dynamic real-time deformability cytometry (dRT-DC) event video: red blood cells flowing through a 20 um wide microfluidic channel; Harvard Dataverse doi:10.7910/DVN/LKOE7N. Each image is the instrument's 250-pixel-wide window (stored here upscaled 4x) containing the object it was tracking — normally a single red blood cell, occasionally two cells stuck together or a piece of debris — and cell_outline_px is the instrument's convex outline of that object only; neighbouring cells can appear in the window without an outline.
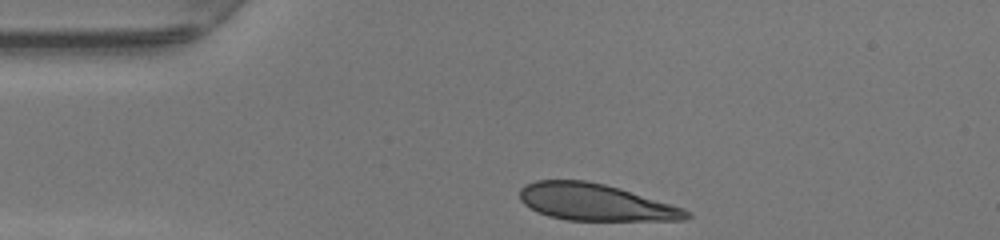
{"species": "human", "species_latin": "Homo sapiens", "temperature_condition": "warm", "stored_images_in_passage": 30, "camera_frame_rate_fps": 3000, "um_per_image_px": 0.085, "donor": {"sex": "female"}, "frame": {"image": 1, "passage_image": 1, "time_ms": 0.0, "image_size_px": [1000, 240], "cell_outline_px": [[692, 216], [684, 220], [568, 220], [548, 216], [524, 204], [520, 200], [520, 188], [524, 184], [536, 180], [584, 180], [604, 184], [620, 188], [684, 208], [692, 212]], "centroid_in_image_um": [50.62, 17.18], "position_along_channel_um": 34.4, "area_um2": 35.66}}
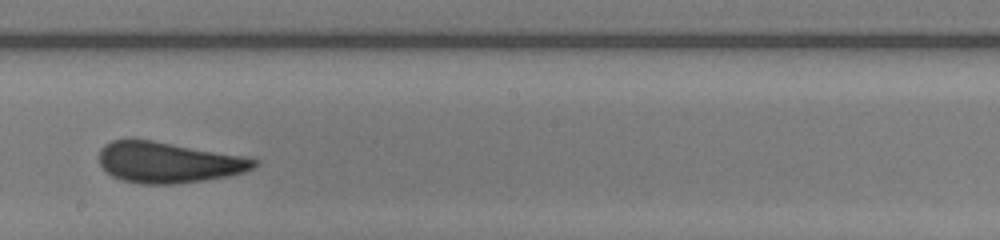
{"frame": {"image": 2, "passage_image": 18, "time_ms": 5.667, "image_size_px": [1000, 240], "cell_outline_px": [[260, 160], [252, 168], [244, 172], [228, 176], [204, 180], [176, 184], [144, 184], [124, 180], [112, 176], [100, 164], [100, 148], [104, 144], [112, 140], [132, 136], [248, 156]], "centroid_in_image_um": [14.31, 13.76], "position_along_channel_um": 233.9, "area_um2": 37.69}}
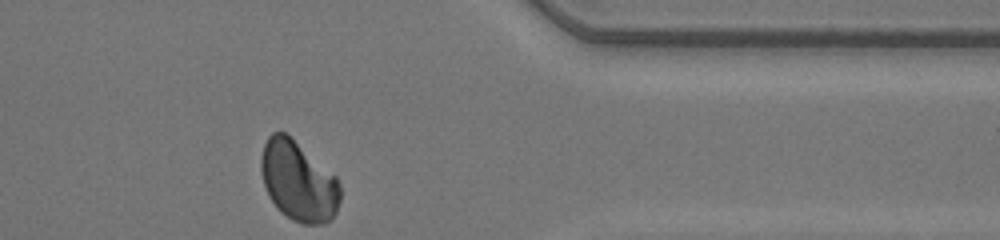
{"frame": {"image": 3, "passage_image": 30, "time_ms": 9.667, "image_size_px": [1000, 240], "cell_outline_px": [[340, 200], [336, 212], [332, 220], [324, 224], [300, 224], [292, 220], [280, 212], [276, 208], [268, 196], [264, 184], [260, 168], [260, 160], [264, 144], [268, 136], [272, 132], [284, 132], [336, 176], [340, 184]], "centroid_in_image_um": [25.35, 15.44], "position_along_channel_um": 386.0, "area_um2": 36.93}, "authors_computed_cell_mechanics": {"area_um2": 37.2521, "velocity_mm_per_s": 4.2492, "shape_relaxation_time_tau1_ms": 5.7923, "shape_relaxation_time_tau2_ms": null, "deformation_change_tau1": 0.1339, "deformation_change_tau2": null}}